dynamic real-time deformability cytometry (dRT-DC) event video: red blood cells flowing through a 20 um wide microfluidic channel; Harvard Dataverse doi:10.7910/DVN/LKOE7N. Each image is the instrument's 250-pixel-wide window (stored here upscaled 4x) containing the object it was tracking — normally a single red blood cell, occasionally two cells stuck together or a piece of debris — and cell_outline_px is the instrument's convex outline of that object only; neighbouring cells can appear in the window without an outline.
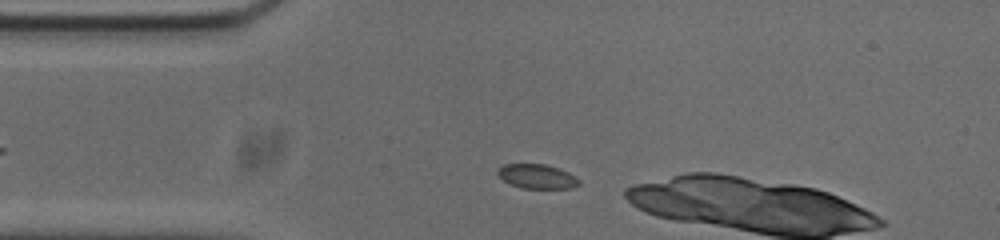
{"species": "common noctule bat (a hibernating species)", "species_latin": "Nyctalus noctula", "temperature_condition": "cold", "stored_images_in_passage": 6, "camera_frame_rate_fps": 3000, "um_per_image_px": 0.085, "animal": {"sex": "male", "body_mass_g": 20.0, "forearm_length_mm": 53.3}, "frame": {"image": 1, "passage_image": 3, "time_ms": 0.667, "image_size_px": [1000, 240], "cell_outline_px": [[580, 184], [572, 188], [520, 188], [504, 180], [496, 172], [496, 168], [504, 164], [544, 164], [560, 168], [576, 176], [580, 180]], "centroid_in_image_um": [45.66, 14.98], "position_along_channel_um": 39.3, "area_um2": 11.62}}